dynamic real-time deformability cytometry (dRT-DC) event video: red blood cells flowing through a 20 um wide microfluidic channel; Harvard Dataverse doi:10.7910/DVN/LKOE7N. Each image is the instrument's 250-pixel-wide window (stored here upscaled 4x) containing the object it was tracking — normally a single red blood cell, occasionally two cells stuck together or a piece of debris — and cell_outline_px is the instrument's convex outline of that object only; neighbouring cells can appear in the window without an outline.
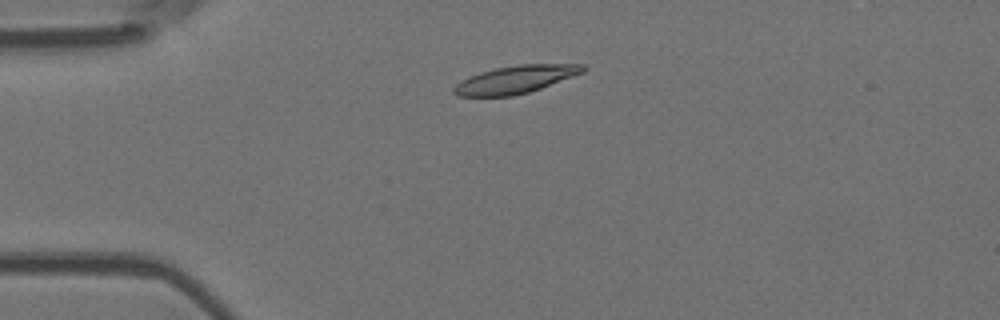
{"species": "Egyptian fruit bat (a non-hibernating species)", "species_latin": "Rousettus aegyptiacus", "temperature_condition": "room temperature", "stored_images_in_passage": 33, "camera_frame_rate_fps": 3000, "um_per_image_px": 0.085, "animal": {"sex": "female"}, "frame": {"image": 1, "passage_image": 1, "time_ms": 0.0, "image_size_px": [1000, 320], "cell_outline_px": [[588, 68], [584, 72], [540, 88], [528, 92], [512, 96], [456, 96], [452, 92], [452, 88], [460, 80], [480, 72], [496, 68], [520, 64], [584, 64]], "centroid_in_image_um": [43.8, 6.75], "position_along_channel_um": 41.2, "area_um2": 20.81}}
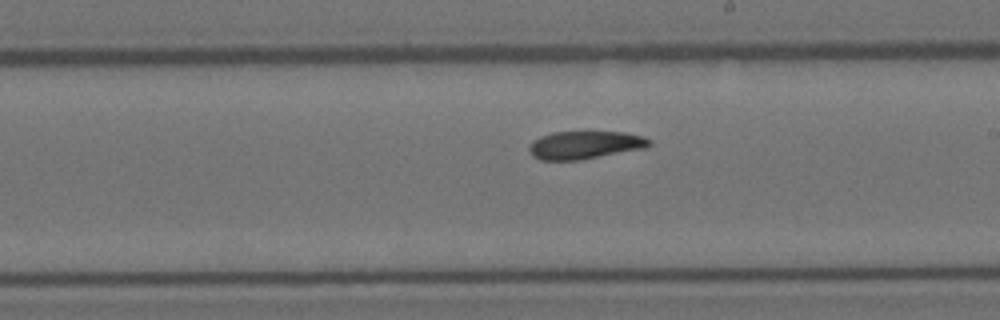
{"frame": {"image": 2, "passage_image": 19, "time_ms": 6.0, "image_size_px": [1000, 320], "cell_outline_px": [[652, 144], [644, 148], [580, 160], [540, 160], [532, 156], [528, 148], [532, 140], [540, 136], [552, 132], [584, 128], [624, 132], [644, 136], [652, 140]], "centroid_in_image_um": [49.71, 12.26], "position_along_channel_um": 239.3, "area_um2": 20.69}}
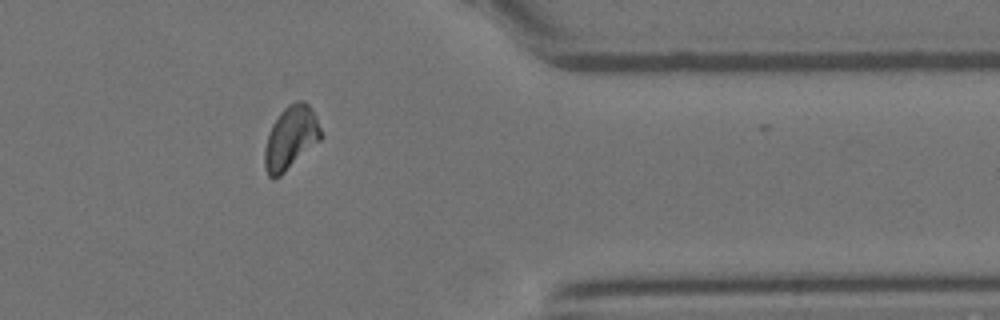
{"frame": {"image": 3, "passage_image": 32, "time_ms": 10.333, "image_size_px": [1000, 320], "cell_outline_px": [[324, 136], [320, 140], [280, 176], [272, 180], [268, 176], [264, 168], [264, 148], [272, 124], [280, 112], [288, 104], [296, 100], [304, 100], [312, 108], [316, 116]], "centroid_in_image_um": [24.71, 11.7], "position_along_channel_um": 386.7, "area_um2": 20.92}}